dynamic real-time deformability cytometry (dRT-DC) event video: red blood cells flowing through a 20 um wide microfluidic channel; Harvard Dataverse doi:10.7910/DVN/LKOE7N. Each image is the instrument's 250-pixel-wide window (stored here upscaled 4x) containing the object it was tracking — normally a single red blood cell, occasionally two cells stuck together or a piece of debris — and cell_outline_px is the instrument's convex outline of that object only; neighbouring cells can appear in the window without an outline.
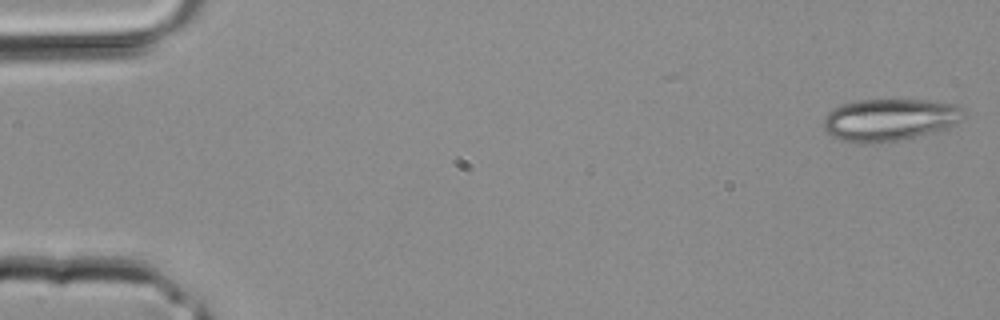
{"species": "common noctule bat (a hibernating species)", "species_latin": "Nyctalus noctula", "temperature_condition": "room temperature", "stored_images_in_passage": 3, "camera_frame_rate_fps": 3000, "um_per_image_px": 0.085, "animal": {"sex": "male", "body_mass_g": 20.4}, "frame": {"image": 1, "passage_image": 1, "time_ms": 0.0, "image_size_px": [1000, 320], "cell_outline_px": [[964, 116], [960, 120], [948, 128], [900, 140], [876, 144], [860, 144], [840, 140], [832, 136], [824, 128], [824, 116], [832, 108], [840, 104], [856, 100], [924, 100], [956, 104], [964, 108]], "centroid_in_image_um": [75.59, 10.18], "position_along_channel_um": 9.4, "area_um2": 34.8}}